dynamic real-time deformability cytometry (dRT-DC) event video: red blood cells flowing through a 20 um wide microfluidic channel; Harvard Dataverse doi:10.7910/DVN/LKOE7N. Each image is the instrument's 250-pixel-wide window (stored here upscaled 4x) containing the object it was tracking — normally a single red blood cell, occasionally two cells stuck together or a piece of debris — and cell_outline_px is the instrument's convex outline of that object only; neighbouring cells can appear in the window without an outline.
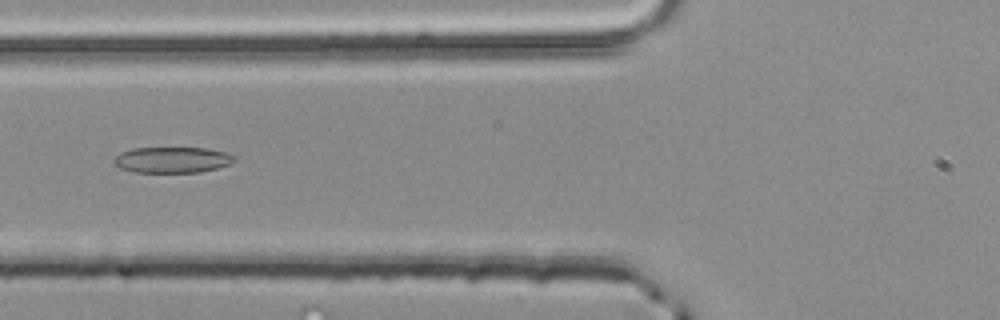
{"species": "common noctule bat (a hibernating species)", "species_latin": "Nyctalus noctula", "temperature_condition": "room temperature", "stored_images_in_passage": 34, "camera_frame_rate_fps": 3000, "um_per_image_px": 0.085, "animal": {"sex": "male", "body_mass_g": 20.4}, "frame": {"image": 1, "passage_image": 5, "time_ms": 1.333, "image_size_px": [1000, 320], "cell_outline_px": [[236, 160], [228, 164], [216, 168], [200, 172], [132, 172], [120, 168], [112, 164], [112, 160], [120, 152], [132, 148], [208, 148], [228, 152], [236, 156]], "centroid_in_image_um": [14.62, 13.58], "position_along_channel_um": 111.2, "area_um2": 18.38}}
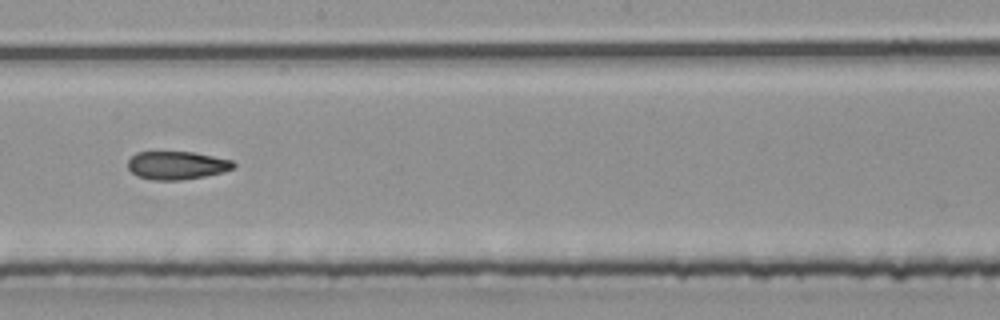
{"frame": {"image": 2, "passage_image": 14, "time_ms": 4.333, "image_size_px": [1000, 320], "cell_outline_px": [[236, 164], [232, 168], [224, 172], [204, 176], [180, 180], [152, 180], [136, 176], [128, 168], [128, 160], [136, 152], [192, 152], [232, 160]], "centroid_in_image_um": [15.01, 14.06], "position_along_channel_um": 233.2, "area_um2": 17.28}}
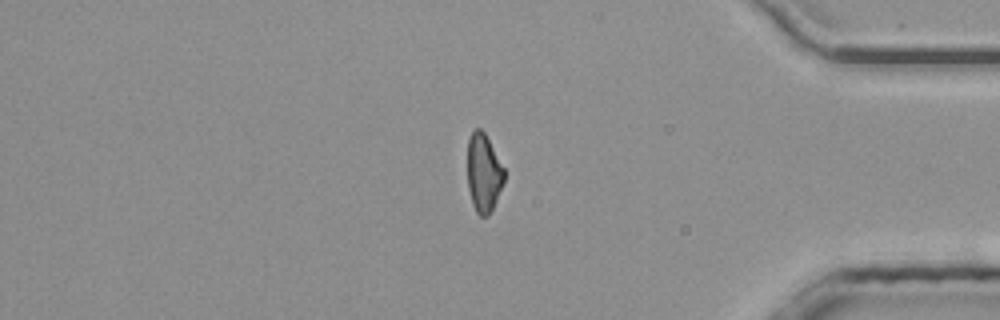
{"frame": {"image": 3, "passage_image": 28, "time_ms": 9.0, "image_size_px": [1000, 320], "cell_outline_px": [[504, 180], [496, 200], [488, 216], [480, 216], [476, 212], [472, 204], [468, 188], [468, 140], [472, 132], [476, 128], [480, 128], [484, 132], [504, 168]], "centroid_in_image_um": [41.09, 14.71], "position_along_channel_um": 394.1, "area_um2": 16.53}}